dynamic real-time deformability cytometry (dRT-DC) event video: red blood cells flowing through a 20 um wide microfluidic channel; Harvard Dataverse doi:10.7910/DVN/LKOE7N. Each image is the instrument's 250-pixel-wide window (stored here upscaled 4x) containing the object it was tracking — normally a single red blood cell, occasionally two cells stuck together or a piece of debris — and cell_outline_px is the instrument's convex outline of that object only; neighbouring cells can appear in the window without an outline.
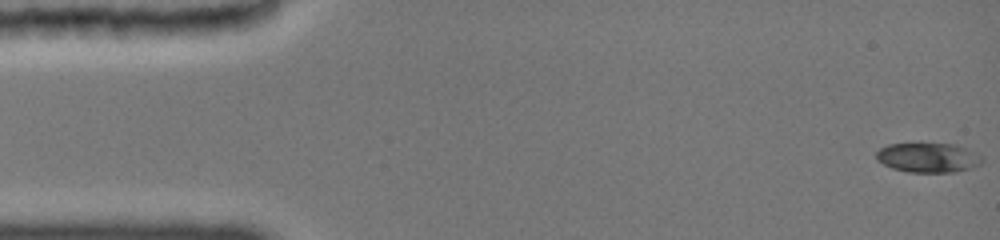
{"species": "common noctule bat (a hibernating species)", "species_latin": "Nyctalus noctula", "temperature_condition": "cold", "stored_images_in_passage": 27, "camera_frame_rate_fps": 3000, "um_per_image_px": 0.085, "animal": {"sex": "female", "body_mass_g": 19.0, "forearm_length_mm": 51.5}, "frame": {"image": 1, "passage_image": 1, "time_ms": 0.0, "image_size_px": [1000, 240], "cell_outline_px": [[984, 160], [980, 164], [972, 168], [956, 172], [908, 172], [892, 168], [884, 164], [876, 156], [876, 152], [880, 148], [888, 144], [956, 144], [968, 148], [976, 152]], "centroid_in_image_um": [78.94, 13.4], "position_along_channel_um": 6.1, "area_um2": 18.21}}
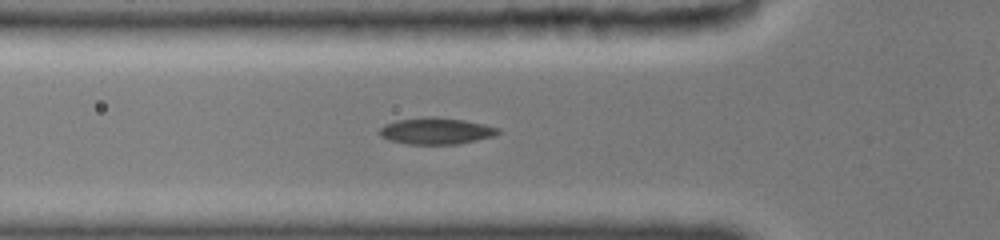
{"frame": {"image": 2, "passage_image": 21, "time_ms": 5.333, "image_size_px": [1000, 240], "cell_outline_px": [[500, 132], [492, 136], [456, 144], [408, 144], [392, 140], [384, 136], [380, 132], [380, 128], [388, 124], [400, 120], [432, 116], [464, 120], [496, 128]], "centroid_in_image_um": [37.07, 11.13], "position_along_channel_um": 88.7, "area_um2": 17.51}}
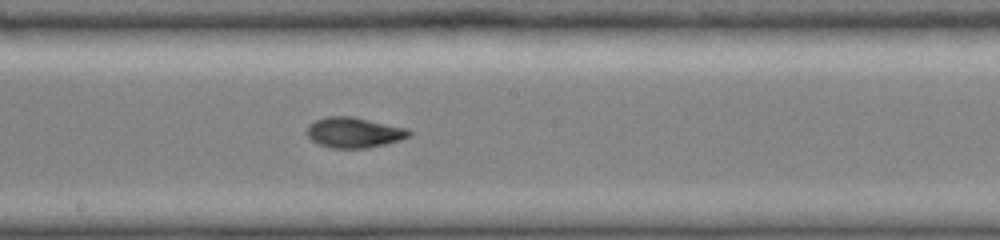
{"frame": {"image": 3, "passage_image": 27, "time_ms": 8.667, "image_size_px": [1000, 240], "cell_outline_px": [[412, 132], [408, 136], [384, 144], [368, 148], [328, 148], [312, 140], [308, 136], [308, 128], [316, 120], [328, 116], [352, 116], [404, 128]], "centroid_in_image_um": [30.05, 11.27], "position_along_channel_um": 218.1, "area_um2": 17.57}}